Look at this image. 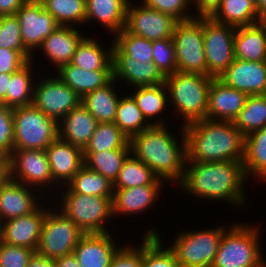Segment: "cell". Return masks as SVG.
<instances>
[{"instance_id": "1", "label": "cell", "mask_w": 266, "mask_h": 267, "mask_svg": "<svg viewBox=\"0 0 266 267\" xmlns=\"http://www.w3.org/2000/svg\"><path fill=\"white\" fill-rule=\"evenodd\" d=\"M245 180L243 162L240 161L186 162L184 177L177 186L188 195L212 201L224 200L228 206L240 207L247 201Z\"/></svg>"}, {"instance_id": "2", "label": "cell", "mask_w": 266, "mask_h": 267, "mask_svg": "<svg viewBox=\"0 0 266 267\" xmlns=\"http://www.w3.org/2000/svg\"><path fill=\"white\" fill-rule=\"evenodd\" d=\"M180 127V142L167 125L151 126L129 139L134 157L144 162L159 179L177 185L184 177L187 161L186 138L183 126Z\"/></svg>"}, {"instance_id": "3", "label": "cell", "mask_w": 266, "mask_h": 267, "mask_svg": "<svg viewBox=\"0 0 266 267\" xmlns=\"http://www.w3.org/2000/svg\"><path fill=\"white\" fill-rule=\"evenodd\" d=\"M183 130L186 162H243L245 137L233 121L205 118L185 125Z\"/></svg>"}, {"instance_id": "4", "label": "cell", "mask_w": 266, "mask_h": 267, "mask_svg": "<svg viewBox=\"0 0 266 267\" xmlns=\"http://www.w3.org/2000/svg\"><path fill=\"white\" fill-rule=\"evenodd\" d=\"M212 77L205 74L175 72L165 76L168 98L183 125L207 118ZM181 114V115H180Z\"/></svg>"}, {"instance_id": "5", "label": "cell", "mask_w": 266, "mask_h": 267, "mask_svg": "<svg viewBox=\"0 0 266 267\" xmlns=\"http://www.w3.org/2000/svg\"><path fill=\"white\" fill-rule=\"evenodd\" d=\"M243 224L234 223L223 233L211 267H260L265 259L259 243L260 228Z\"/></svg>"}, {"instance_id": "6", "label": "cell", "mask_w": 266, "mask_h": 267, "mask_svg": "<svg viewBox=\"0 0 266 267\" xmlns=\"http://www.w3.org/2000/svg\"><path fill=\"white\" fill-rule=\"evenodd\" d=\"M14 149L46 150L59 137L58 121L33 104L12 111Z\"/></svg>"}, {"instance_id": "7", "label": "cell", "mask_w": 266, "mask_h": 267, "mask_svg": "<svg viewBox=\"0 0 266 267\" xmlns=\"http://www.w3.org/2000/svg\"><path fill=\"white\" fill-rule=\"evenodd\" d=\"M58 208L85 234L108 233L104 223L113 217V196H92L80 193L60 194ZM108 220V221H107Z\"/></svg>"}, {"instance_id": "8", "label": "cell", "mask_w": 266, "mask_h": 267, "mask_svg": "<svg viewBox=\"0 0 266 267\" xmlns=\"http://www.w3.org/2000/svg\"><path fill=\"white\" fill-rule=\"evenodd\" d=\"M207 229V230H206ZM197 231L178 233L169 247L175 254L180 267H211L223 233L224 226Z\"/></svg>"}, {"instance_id": "9", "label": "cell", "mask_w": 266, "mask_h": 267, "mask_svg": "<svg viewBox=\"0 0 266 267\" xmlns=\"http://www.w3.org/2000/svg\"><path fill=\"white\" fill-rule=\"evenodd\" d=\"M177 71L207 75L203 17L178 21L173 35Z\"/></svg>"}, {"instance_id": "10", "label": "cell", "mask_w": 266, "mask_h": 267, "mask_svg": "<svg viewBox=\"0 0 266 267\" xmlns=\"http://www.w3.org/2000/svg\"><path fill=\"white\" fill-rule=\"evenodd\" d=\"M46 211L36 252L56 260L72 254L80 238L85 234L59 209ZM59 210V212L57 211Z\"/></svg>"}, {"instance_id": "11", "label": "cell", "mask_w": 266, "mask_h": 267, "mask_svg": "<svg viewBox=\"0 0 266 267\" xmlns=\"http://www.w3.org/2000/svg\"><path fill=\"white\" fill-rule=\"evenodd\" d=\"M236 27L203 17L204 49L207 75L219 78L235 60L234 32Z\"/></svg>"}, {"instance_id": "12", "label": "cell", "mask_w": 266, "mask_h": 267, "mask_svg": "<svg viewBox=\"0 0 266 267\" xmlns=\"http://www.w3.org/2000/svg\"><path fill=\"white\" fill-rule=\"evenodd\" d=\"M8 160L10 179L38 188L39 195L42 196L46 185L54 183L46 150L14 149Z\"/></svg>"}, {"instance_id": "13", "label": "cell", "mask_w": 266, "mask_h": 267, "mask_svg": "<svg viewBox=\"0 0 266 267\" xmlns=\"http://www.w3.org/2000/svg\"><path fill=\"white\" fill-rule=\"evenodd\" d=\"M81 103V97L55 75L34 84L33 105L58 122Z\"/></svg>"}, {"instance_id": "14", "label": "cell", "mask_w": 266, "mask_h": 267, "mask_svg": "<svg viewBox=\"0 0 266 267\" xmlns=\"http://www.w3.org/2000/svg\"><path fill=\"white\" fill-rule=\"evenodd\" d=\"M129 0L126 10L125 29L149 41L170 38L178 22L173 16L162 13L154 8L131 4ZM135 5V6H134Z\"/></svg>"}, {"instance_id": "15", "label": "cell", "mask_w": 266, "mask_h": 267, "mask_svg": "<svg viewBox=\"0 0 266 267\" xmlns=\"http://www.w3.org/2000/svg\"><path fill=\"white\" fill-rule=\"evenodd\" d=\"M15 15L20 23L24 47L33 56V51H37L43 40L59 26L39 0H27Z\"/></svg>"}, {"instance_id": "16", "label": "cell", "mask_w": 266, "mask_h": 267, "mask_svg": "<svg viewBox=\"0 0 266 267\" xmlns=\"http://www.w3.org/2000/svg\"><path fill=\"white\" fill-rule=\"evenodd\" d=\"M49 208L40 205L30 214L6 220L0 223V240L4 243L23 246L35 252L40 241L41 228L46 211Z\"/></svg>"}, {"instance_id": "17", "label": "cell", "mask_w": 266, "mask_h": 267, "mask_svg": "<svg viewBox=\"0 0 266 267\" xmlns=\"http://www.w3.org/2000/svg\"><path fill=\"white\" fill-rule=\"evenodd\" d=\"M113 236L110 232L84 234L73 251L79 267H111L113 257L122 247Z\"/></svg>"}, {"instance_id": "18", "label": "cell", "mask_w": 266, "mask_h": 267, "mask_svg": "<svg viewBox=\"0 0 266 267\" xmlns=\"http://www.w3.org/2000/svg\"><path fill=\"white\" fill-rule=\"evenodd\" d=\"M46 153L53 185L59 187L66 186L84 165L83 149L59 137L46 148Z\"/></svg>"}, {"instance_id": "19", "label": "cell", "mask_w": 266, "mask_h": 267, "mask_svg": "<svg viewBox=\"0 0 266 267\" xmlns=\"http://www.w3.org/2000/svg\"><path fill=\"white\" fill-rule=\"evenodd\" d=\"M227 86L247 95L266 94V61L250 62L235 59L219 77Z\"/></svg>"}, {"instance_id": "20", "label": "cell", "mask_w": 266, "mask_h": 267, "mask_svg": "<svg viewBox=\"0 0 266 267\" xmlns=\"http://www.w3.org/2000/svg\"><path fill=\"white\" fill-rule=\"evenodd\" d=\"M248 95L213 78L209 88L207 118L234 121L243 109Z\"/></svg>"}, {"instance_id": "21", "label": "cell", "mask_w": 266, "mask_h": 267, "mask_svg": "<svg viewBox=\"0 0 266 267\" xmlns=\"http://www.w3.org/2000/svg\"><path fill=\"white\" fill-rule=\"evenodd\" d=\"M113 79L135 87L165 83V76L152 61L132 60L129 56H112ZM122 79V80H121Z\"/></svg>"}, {"instance_id": "22", "label": "cell", "mask_w": 266, "mask_h": 267, "mask_svg": "<svg viewBox=\"0 0 266 267\" xmlns=\"http://www.w3.org/2000/svg\"><path fill=\"white\" fill-rule=\"evenodd\" d=\"M86 37L76 27L58 26L38 48L54 65L55 72L72 61L78 45Z\"/></svg>"}, {"instance_id": "23", "label": "cell", "mask_w": 266, "mask_h": 267, "mask_svg": "<svg viewBox=\"0 0 266 267\" xmlns=\"http://www.w3.org/2000/svg\"><path fill=\"white\" fill-rule=\"evenodd\" d=\"M33 191L32 187L9 178L0 190V223L34 211L41 200Z\"/></svg>"}, {"instance_id": "24", "label": "cell", "mask_w": 266, "mask_h": 267, "mask_svg": "<svg viewBox=\"0 0 266 267\" xmlns=\"http://www.w3.org/2000/svg\"><path fill=\"white\" fill-rule=\"evenodd\" d=\"M163 185H142L114 189L112 198L113 218L119 215L142 214L158 200ZM116 214V215H115ZM115 216V217H114Z\"/></svg>"}, {"instance_id": "25", "label": "cell", "mask_w": 266, "mask_h": 267, "mask_svg": "<svg viewBox=\"0 0 266 267\" xmlns=\"http://www.w3.org/2000/svg\"><path fill=\"white\" fill-rule=\"evenodd\" d=\"M98 121L80 103L59 122V138L82 149L89 143Z\"/></svg>"}, {"instance_id": "26", "label": "cell", "mask_w": 266, "mask_h": 267, "mask_svg": "<svg viewBox=\"0 0 266 267\" xmlns=\"http://www.w3.org/2000/svg\"><path fill=\"white\" fill-rule=\"evenodd\" d=\"M129 0H85V23L97 21L113 35L125 27ZM97 19V20H96Z\"/></svg>"}, {"instance_id": "27", "label": "cell", "mask_w": 266, "mask_h": 267, "mask_svg": "<svg viewBox=\"0 0 266 267\" xmlns=\"http://www.w3.org/2000/svg\"><path fill=\"white\" fill-rule=\"evenodd\" d=\"M235 59L266 61V29L260 23L237 27L234 32Z\"/></svg>"}, {"instance_id": "28", "label": "cell", "mask_w": 266, "mask_h": 267, "mask_svg": "<svg viewBox=\"0 0 266 267\" xmlns=\"http://www.w3.org/2000/svg\"><path fill=\"white\" fill-rule=\"evenodd\" d=\"M55 73L57 77L74 90L81 98L113 80V70H82L72 64L62 65Z\"/></svg>"}, {"instance_id": "29", "label": "cell", "mask_w": 266, "mask_h": 267, "mask_svg": "<svg viewBox=\"0 0 266 267\" xmlns=\"http://www.w3.org/2000/svg\"><path fill=\"white\" fill-rule=\"evenodd\" d=\"M134 89L130 95L136 101L146 121L151 126H166L167 123L161 118L162 112L169 107L168 90L165 83L156 86L135 87ZM155 117L157 119L154 121Z\"/></svg>"}, {"instance_id": "30", "label": "cell", "mask_w": 266, "mask_h": 267, "mask_svg": "<svg viewBox=\"0 0 266 267\" xmlns=\"http://www.w3.org/2000/svg\"><path fill=\"white\" fill-rule=\"evenodd\" d=\"M115 82L117 83L113 79L106 86L89 92L81 98V104L95 117L98 123H114L115 121L120 100L118 91L114 89Z\"/></svg>"}, {"instance_id": "31", "label": "cell", "mask_w": 266, "mask_h": 267, "mask_svg": "<svg viewBox=\"0 0 266 267\" xmlns=\"http://www.w3.org/2000/svg\"><path fill=\"white\" fill-rule=\"evenodd\" d=\"M112 47L104 50L99 40L86 36L78 45L70 64L81 68L82 70H113L112 65ZM107 50V51H106Z\"/></svg>"}, {"instance_id": "32", "label": "cell", "mask_w": 266, "mask_h": 267, "mask_svg": "<svg viewBox=\"0 0 266 267\" xmlns=\"http://www.w3.org/2000/svg\"><path fill=\"white\" fill-rule=\"evenodd\" d=\"M211 18L236 28L260 22L256 5L249 0H222Z\"/></svg>"}, {"instance_id": "33", "label": "cell", "mask_w": 266, "mask_h": 267, "mask_svg": "<svg viewBox=\"0 0 266 267\" xmlns=\"http://www.w3.org/2000/svg\"><path fill=\"white\" fill-rule=\"evenodd\" d=\"M243 168L246 178L253 175L265 182L266 126L245 137Z\"/></svg>"}, {"instance_id": "34", "label": "cell", "mask_w": 266, "mask_h": 267, "mask_svg": "<svg viewBox=\"0 0 266 267\" xmlns=\"http://www.w3.org/2000/svg\"><path fill=\"white\" fill-rule=\"evenodd\" d=\"M34 62L35 60H31L17 72L11 73V81L6 94V106L13 109L33 104L35 84L33 80L35 70L33 69L36 67L33 64Z\"/></svg>"}, {"instance_id": "35", "label": "cell", "mask_w": 266, "mask_h": 267, "mask_svg": "<svg viewBox=\"0 0 266 267\" xmlns=\"http://www.w3.org/2000/svg\"><path fill=\"white\" fill-rule=\"evenodd\" d=\"M63 193H80L92 196H113V183L102 174L83 165L74 175Z\"/></svg>"}, {"instance_id": "36", "label": "cell", "mask_w": 266, "mask_h": 267, "mask_svg": "<svg viewBox=\"0 0 266 267\" xmlns=\"http://www.w3.org/2000/svg\"><path fill=\"white\" fill-rule=\"evenodd\" d=\"M153 171L142 161L130 154L123 163L113 189H125L142 185H164Z\"/></svg>"}, {"instance_id": "37", "label": "cell", "mask_w": 266, "mask_h": 267, "mask_svg": "<svg viewBox=\"0 0 266 267\" xmlns=\"http://www.w3.org/2000/svg\"><path fill=\"white\" fill-rule=\"evenodd\" d=\"M158 230L147 229L142 242V267H180L174 252L162 246Z\"/></svg>"}, {"instance_id": "38", "label": "cell", "mask_w": 266, "mask_h": 267, "mask_svg": "<svg viewBox=\"0 0 266 267\" xmlns=\"http://www.w3.org/2000/svg\"><path fill=\"white\" fill-rule=\"evenodd\" d=\"M124 95H120L114 124L130 139L151 125L144 118L134 98L130 94Z\"/></svg>"}, {"instance_id": "39", "label": "cell", "mask_w": 266, "mask_h": 267, "mask_svg": "<svg viewBox=\"0 0 266 267\" xmlns=\"http://www.w3.org/2000/svg\"><path fill=\"white\" fill-rule=\"evenodd\" d=\"M244 137L266 126V94L248 95L245 105L233 121Z\"/></svg>"}, {"instance_id": "40", "label": "cell", "mask_w": 266, "mask_h": 267, "mask_svg": "<svg viewBox=\"0 0 266 267\" xmlns=\"http://www.w3.org/2000/svg\"><path fill=\"white\" fill-rule=\"evenodd\" d=\"M130 154V149H113L99 153H83L84 165L102 174L105 178L114 183L124 161Z\"/></svg>"}, {"instance_id": "41", "label": "cell", "mask_w": 266, "mask_h": 267, "mask_svg": "<svg viewBox=\"0 0 266 267\" xmlns=\"http://www.w3.org/2000/svg\"><path fill=\"white\" fill-rule=\"evenodd\" d=\"M112 56H129L132 60L153 61V41L123 28L113 36Z\"/></svg>"}, {"instance_id": "42", "label": "cell", "mask_w": 266, "mask_h": 267, "mask_svg": "<svg viewBox=\"0 0 266 267\" xmlns=\"http://www.w3.org/2000/svg\"><path fill=\"white\" fill-rule=\"evenodd\" d=\"M130 149L129 139L114 123H98L83 153Z\"/></svg>"}, {"instance_id": "43", "label": "cell", "mask_w": 266, "mask_h": 267, "mask_svg": "<svg viewBox=\"0 0 266 267\" xmlns=\"http://www.w3.org/2000/svg\"><path fill=\"white\" fill-rule=\"evenodd\" d=\"M59 26L85 24V0H39Z\"/></svg>"}, {"instance_id": "44", "label": "cell", "mask_w": 266, "mask_h": 267, "mask_svg": "<svg viewBox=\"0 0 266 267\" xmlns=\"http://www.w3.org/2000/svg\"><path fill=\"white\" fill-rule=\"evenodd\" d=\"M0 48L18 50L28 61L37 59L24 47L16 15L0 16Z\"/></svg>"}, {"instance_id": "45", "label": "cell", "mask_w": 266, "mask_h": 267, "mask_svg": "<svg viewBox=\"0 0 266 267\" xmlns=\"http://www.w3.org/2000/svg\"><path fill=\"white\" fill-rule=\"evenodd\" d=\"M153 63L164 76L177 72L173 38L153 41Z\"/></svg>"}, {"instance_id": "46", "label": "cell", "mask_w": 266, "mask_h": 267, "mask_svg": "<svg viewBox=\"0 0 266 267\" xmlns=\"http://www.w3.org/2000/svg\"><path fill=\"white\" fill-rule=\"evenodd\" d=\"M13 109L0 103V156L9 158L14 151Z\"/></svg>"}, {"instance_id": "47", "label": "cell", "mask_w": 266, "mask_h": 267, "mask_svg": "<svg viewBox=\"0 0 266 267\" xmlns=\"http://www.w3.org/2000/svg\"><path fill=\"white\" fill-rule=\"evenodd\" d=\"M34 252L28 247L10 245L0 240V267H27Z\"/></svg>"}, {"instance_id": "48", "label": "cell", "mask_w": 266, "mask_h": 267, "mask_svg": "<svg viewBox=\"0 0 266 267\" xmlns=\"http://www.w3.org/2000/svg\"><path fill=\"white\" fill-rule=\"evenodd\" d=\"M142 3L148 7L154 8L162 13L173 16L178 21L192 19L194 13L188 14V9L193 4L191 0H142Z\"/></svg>"}, {"instance_id": "49", "label": "cell", "mask_w": 266, "mask_h": 267, "mask_svg": "<svg viewBox=\"0 0 266 267\" xmlns=\"http://www.w3.org/2000/svg\"><path fill=\"white\" fill-rule=\"evenodd\" d=\"M135 245H123L113 257L111 267H142V243Z\"/></svg>"}, {"instance_id": "50", "label": "cell", "mask_w": 266, "mask_h": 267, "mask_svg": "<svg viewBox=\"0 0 266 267\" xmlns=\"http://www.w3.org/2000/svg\"><path fill=\"white\" fill-rule=\"evenodd\" d=\"M28 62L18 50L0 48V74L15 73Z\"/></svg>"}, {"instance_id": "51", "label": "cell", "mask_w": 266, "mask_h": 267, "mask_svg": "<svg viewBox=\"0 0 266 267\" xmlns=\"http://www.w3.org/2000/svg\"><path fill=\"white\" fill-rule=\"evenodd\" d=\"M222 0H191L194 3L196 10L195 17H211L217 8L220 6ZM198 10V11H197Z\"/></svg>"}, {"instance_id": "52", "label": "cell", "mask_w": 266, "mask_h": 267, "mask_svg": "<svg viewBox=\"0 0 266 267\" xmlns=\"http://www.w3.org/2000/svg\"><path fill=\"white\" fill-rule=\"evenodd\" d=\"M27 0H0V16L15 15Z\"/></svg>"}, {"instance_id": "53", "label": "cell", "mask_w": 266, "mask_h": 267, "mask_svg": "<svg viewBox=\"0 0 266 267\" xmlns=\"http://www.w3.org/2000/svg\"><path fill=\"white\" fill-rule=\"evenodd\" d=\"M27 267H55V261L34 252L28 261Z\"/></svg>"}, {"instance_id": "54", "label": "cell", "mask_w": 266, "mask_h": 267, "mask_svg": "<svg viewBox=\"0 0 266 267\" xmlns=\"http://www.w3.org/2000/svg\"><path fill=\"white\" fill-rule=\"evenodd\" d=\"M11 81V74H0V103L6 105V94L8 91L9 82Z\"/></svg>"}, {"instance_id": "55", "label": "cell", "mask_w": 266, "mask_h": 267, "mask_svg": "<svg viewBox=\"0 0 266 267\" xmlns=\"http://www.w3.org/2000/svg\"><path fill=\"white\" fill-rule=\"evenodd\" d=\"M9 178V160L5 157L0 156V190Z\"/></svg>"}, {"instance_id": "56", "label": "cell", "mask_w": 266, "mask_h": 267, "mask_svg": "<svg viewBox=\"0 0 266 267\" xmlns=\"http://www.w3.org/2000/svg\"><path fill=\"white\" fill-rule=\"evenodd\" d=\"M55 261V267H79L76 257L74 254H69L66 256H62Z\"/></svg>"}, {"instance_id": "57", "label": "cell", "mask_w": 266, "mask_h": 267, "mask_svg": "<svg viewBox=\"0 0 266 267\" xmlns=\"http://www.w3.org/2000/svg\"><path fill=\"white\" fill-rule=\"evenodd\" d=\"M256 10L258 12L259 19L266 16V0H257Z\"/></svg>"}, {"instance_id": "58", "label": "cell", "mask_w": 266, "mask_h": 267, "mask_svg": "<svg viewBox=\"0 0 266 267\" xmlns=\"http://www.w3.org/2000/svg\"><path fill=\"white\" fill-rule=\"evenodd\" d=\"M260 23L265 27V29H266V16H264V17H262L261 19H260Z\"/></svg>"}, {"instance_id": "59", "label": "cell", "mask_w": 266, "mask_h": 267, "mask_svg": "<svg viewBox=\"0 0 266 267\" xmlns=\"http://www.w3.org/2000/svg\"><path fill=\"white\" fill-rule=\"evenodd\" d=\"M260 267H266V261L265 260L262 261Z\"/></svg>"}, {"instance_id": "60", "label": "cell", "mask_w": 266, "mask_h": 267, "mask_svg": "<svg viewBox=\"0 0 266 267\" xmlns=\"http://www.w3.org/2000/svg\"><path fill=\"white\" fill-rule=\"evenodd\" d=\"M249 1H252L256 5L257 0H249Z\"/></svg>"}]
</instances>
